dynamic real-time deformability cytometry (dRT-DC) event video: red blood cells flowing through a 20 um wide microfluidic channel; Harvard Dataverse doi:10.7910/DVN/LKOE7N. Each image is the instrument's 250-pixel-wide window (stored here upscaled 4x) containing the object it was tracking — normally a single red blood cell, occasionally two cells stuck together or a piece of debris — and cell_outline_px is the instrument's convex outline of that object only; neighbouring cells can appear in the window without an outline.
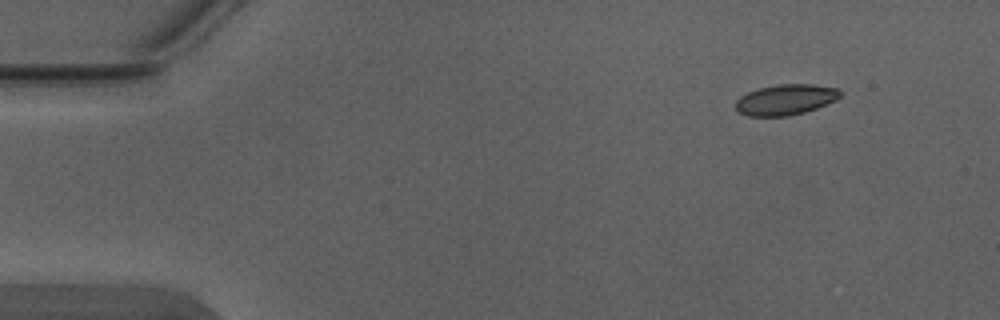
{"species": "Egyptian fruit bat (a non-hibernating species)", "species_latin": "Rousettus aegyptiacus", "temperature_condition": "warm", "stored_images_in_passage": 4, "camera_frame_rate_fps": 3000, "um_per_image_px": 0.085, "animal": {"sex": "male"}, "frame": {"image": 1, "passage_image": 1, "time_ms": 0.0, "image_size_px": [1000, 320], "cell_outline_px": [[844, 92], [836, 100], [816, 108], [804, 112], [788, 116], [748, 116], [740, 112], [736, 108], [736, 100], [740, 96], [748, 92], [760, 88], [780, 84], [816, 84], [840, 88]], "centroid_in_image_um": [66.83, 8.46], "position_along_channel_um": 18.2, "area_um2": 18.73}}
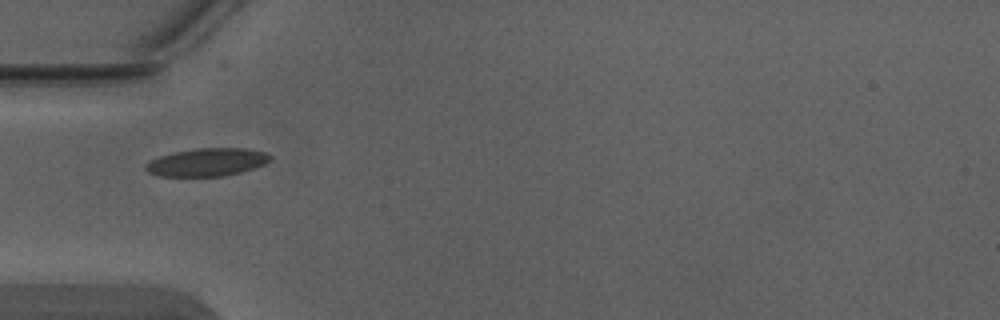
{"frame": {"image": 2, "passage_image": 4, "time_ms": 1.0, "image_size_px": [1000, 320], "cell_outline_px": [[272, 160], [264, 164], [240, 172], [224, 176], [160, 176], [148, 172], [144, 168], [144, 164], [160, 156], [176, 152], [196, 148], [248, 148], [268, 152], [272, 156]], "centroid_in_image_um": [17.64, 13.78], "position_along_channel_um": 67.4, "area_um2": 20.29}}